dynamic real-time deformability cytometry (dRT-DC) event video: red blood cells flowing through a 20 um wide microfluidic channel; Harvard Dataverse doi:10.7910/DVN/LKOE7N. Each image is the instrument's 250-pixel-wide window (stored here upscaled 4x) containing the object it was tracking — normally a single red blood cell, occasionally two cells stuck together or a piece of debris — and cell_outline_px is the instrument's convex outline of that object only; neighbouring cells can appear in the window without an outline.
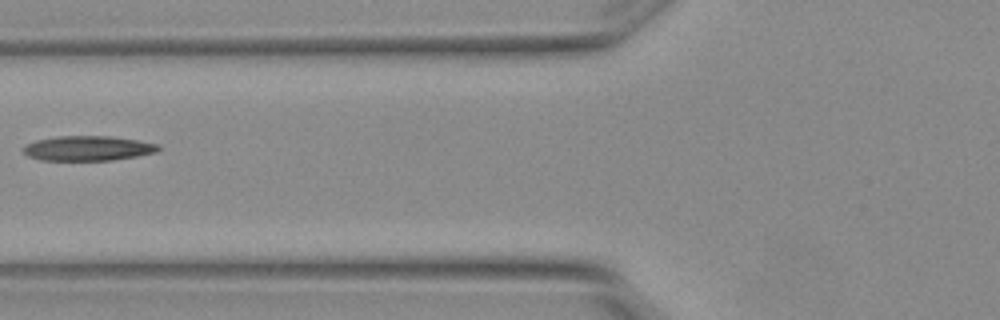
{"species": "Egyptian fruit bat (a non-hibernating species)", "species_latin": "Rousettus aegyptiacus", "temperature_condition": "warm", "stored_images_in_passage": 3, "camera_frame_rate_fps": 3000, "um_per_image_px": 0.085, "animal": {"sex": "female"}, "frame": {"image": 1, "passage_image": 3, "time_ms": 0.667, "image_size_px": [1000, 320], "cell_outline_px": [[160, 148], [156, 152], [136, 156], [112, 160], [40, 160], [28, 156], [20, 148], [36, 140], [56, 136], [112, 136], [160, 144]], "centroid_in_image_um": [7.46, 12.6], "position_along_channel_um": 118.3, "area_um2": 19.54}}